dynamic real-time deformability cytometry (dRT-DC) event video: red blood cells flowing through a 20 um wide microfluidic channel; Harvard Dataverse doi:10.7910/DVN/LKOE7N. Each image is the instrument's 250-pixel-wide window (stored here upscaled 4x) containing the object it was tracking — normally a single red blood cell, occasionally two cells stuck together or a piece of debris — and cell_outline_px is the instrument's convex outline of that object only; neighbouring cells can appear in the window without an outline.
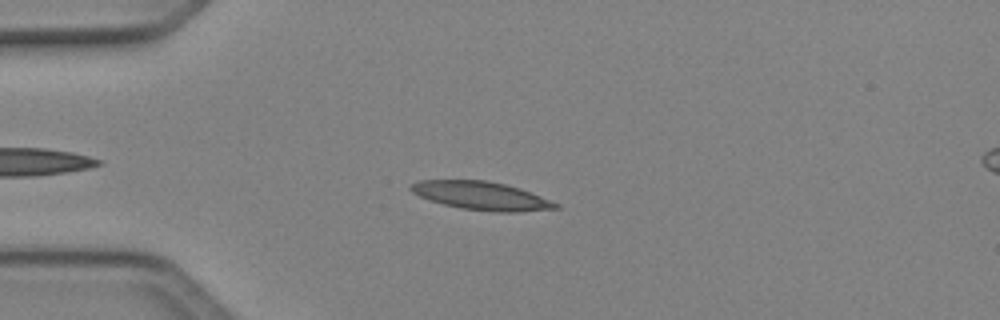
{"species": "Egyptian fruit bat (a non-hibernating species)", "species_latin": "Rousettus aegyptiacus", "temperature_condition": "cold", "stored_images_in_passage": 42, "camera_frame_rate_fps": 3000, "um_per_image_px": 0.085, "animal": {"sex": "female"}, "frame": {"image": 1, "passage_image": 5, "time_ms": 1.333, "image_size_px": [1000, 320], "cell_outline_px": [[560, 208], [520, 212], [496, 212], [460, 208], [428, 200], [412, 192], [408, 188], [412, 184], [420, 180], [488, 180], [520, 188], [560, 204]], "centroid_in_image_um": [40.92, 16.64], "position_along_channel_um": 44.1, "area_um2": 23.87}}
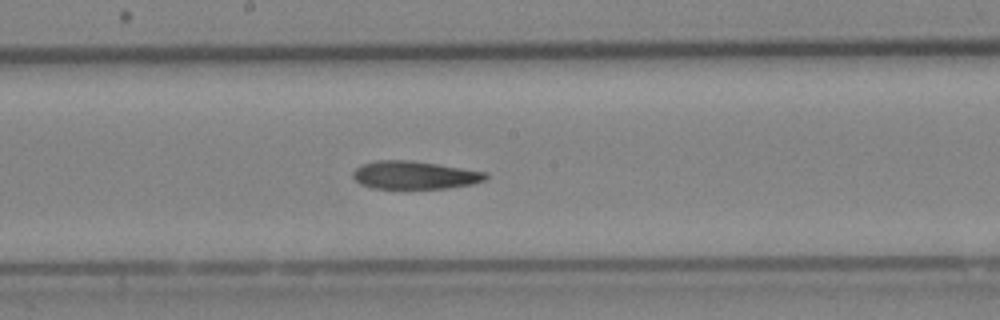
{"frame": {"image": 2, "passage_image": 19, "time_ms": 6.0, "image_size_px": [1000, 320], "cell_outline_px": [[488, 176], [484, 180], [472, 184], [448, 188], [372, 188], [360, 184], [352, 176], [352, 172], [360, 164], [376, 160], [412, 160], [488, 172]], "centroid_in_image_um": [35.22, 14.87], "position_along_channel_um": 213.0, "area_um2": 21.73}}
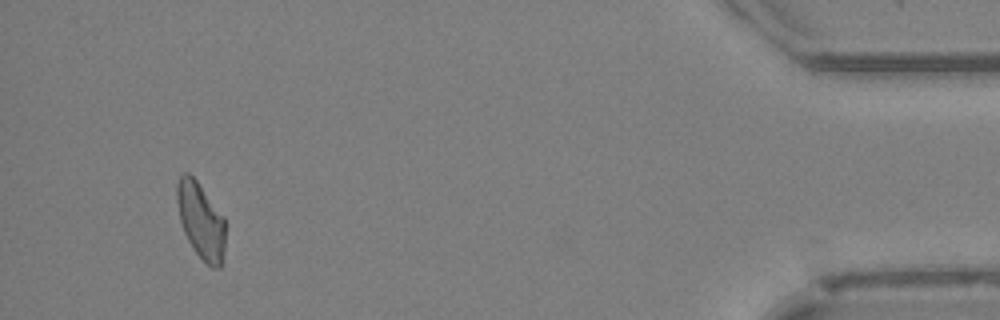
{"frame": {"image": 3, "passage_image": 39, "time_ms": 12.667, "image_size_px": [1000, 320], "cell_outline_px": [[228, 224], [224, 248], [220, 268], [212, 268], [192, 248], [184, 232], [180, 220], [176, 200], [176, 184], [180, 176], [184, 172], [188, 172], [196, 180], [224, 216]], "centroid_in_image_um": [17.1, 18.74], "position_along_channel_um": 418.1, "area_um2": 21.73}}